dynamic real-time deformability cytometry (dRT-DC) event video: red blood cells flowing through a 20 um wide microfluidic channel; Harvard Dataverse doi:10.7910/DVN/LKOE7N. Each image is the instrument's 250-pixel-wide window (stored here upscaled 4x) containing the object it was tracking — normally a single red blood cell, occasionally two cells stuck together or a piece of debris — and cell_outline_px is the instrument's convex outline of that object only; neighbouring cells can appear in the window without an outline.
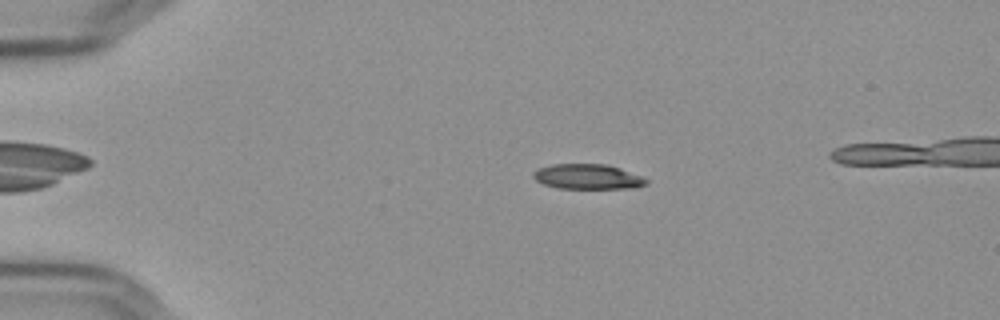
{"species": "Egyptian fruit bat (a non-hibernating species)", "species_latin": "Rousettus aegyptiacus", "temperature_condition": "cold", "stored_images_in_passage": 54, "camera_frame_rate_fps": 3000, "um_per_image_px": 0.085, "frame": {"image": 1, "passage_image": 12, "time_ms": 3.667, "image_size_px": [1000, 320], "cell_outline_px": [[648, 184], [636, 188], [556, 188], [544, 184], [536, 180], [532, 176], [532, 172], [540, 168], [552, 164], [608, 164], [620, 168], [640, 176], [648, 180]], "centroid_in_image_um": [49.95, 15.02], "position_along_channel_um": 35.0, "area_um2": 16.47}}
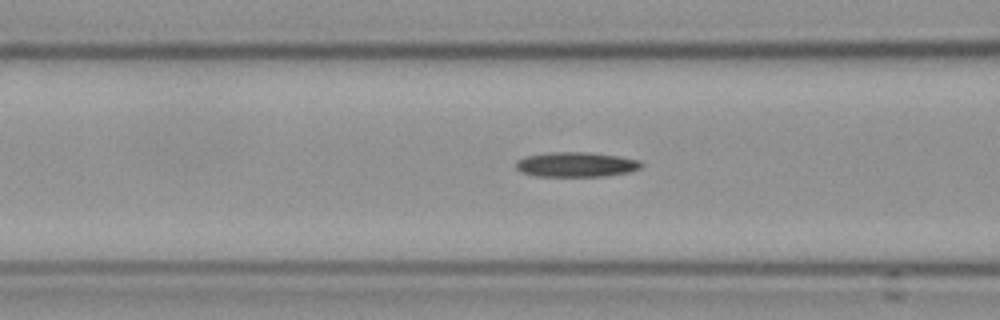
{"frame": {"image": 2, "passage_image": 23, "time_ms": 7.333, "image_size_px": [1000, 320], "cell_outline_px": [[644, 164], [640, 168], [628, 172], [604, 176], [536, 176], [524, 172], [516, 168], [516, 160], [528, 156], [552, 152], [588, 152], [620, 156], [640, 160]], "centroid_in_image_um": [49.02, 13.98], "position_along_channel_um": 117.6, "area_um2": 18.03}}
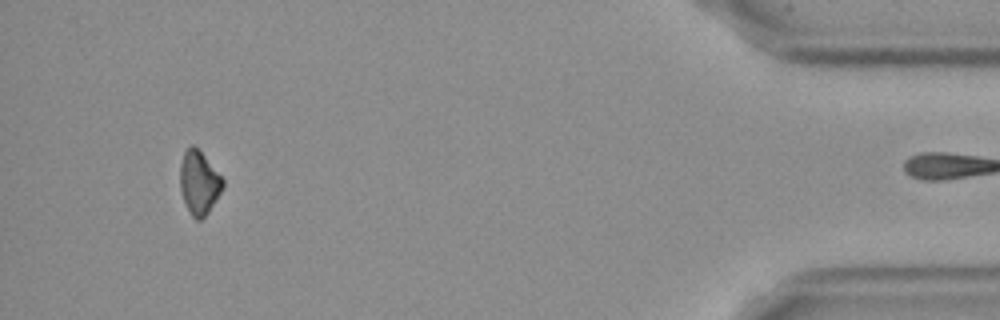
{"frame": {"image": 3, "passage_image": 53, "time_ms": 17.333, "image_size_px": [1000, 320], "cell_outline_px": [[224, 184], [220, 192], [208, 212], [200, 220], [196, 220], [192, 216], [184, 200], [180, 188], [180, 164], [184, 152], [192, 144], [204, 156], [224, 180]], "centroid_in_image_um": [16.9, 15.53], "position_along_channel_um": 418.3, "area_um2": 15.32}}